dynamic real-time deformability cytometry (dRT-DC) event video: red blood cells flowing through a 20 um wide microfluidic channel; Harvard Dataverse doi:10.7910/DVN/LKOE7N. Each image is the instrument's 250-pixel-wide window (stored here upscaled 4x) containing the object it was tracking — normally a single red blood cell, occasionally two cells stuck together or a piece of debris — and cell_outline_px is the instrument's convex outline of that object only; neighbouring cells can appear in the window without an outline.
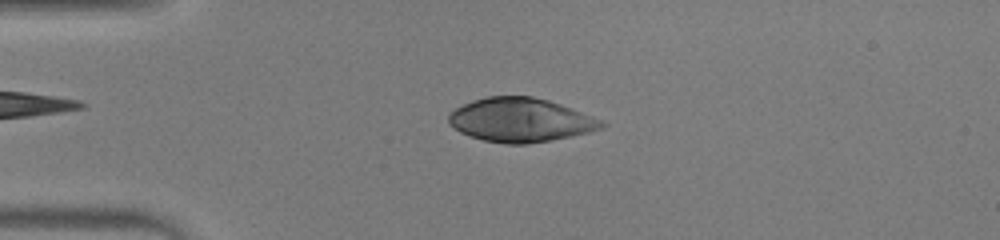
{"species": "human", "species_latin": "Homo sapiens", "temperature_condition": "warm", "stored_images_in_passage": 52, "camera_frame_rate_fps": 3000, "um_per_image_px": 0.085, "donor": {"sex": "male"}, "frame": {"image": 1, "passage_image": 12, "time_ms": 3.667, "image_size_px": [1000, 240], "cell_outline_px": [[608, 124], [604, 128], [588, 132], [548, 140], [524, 144], [504, 144], [484, 140], [468, 136], [460, 132], [448, 124], [448, 112], [472, 100], [488, 96], [532, 96], [548, 100], [572, 108], [604, 120]], "centroid_in_image_um": [44.23, 10.19], "position_along_channel_um": 40.8, "area_um2": 39.25}}
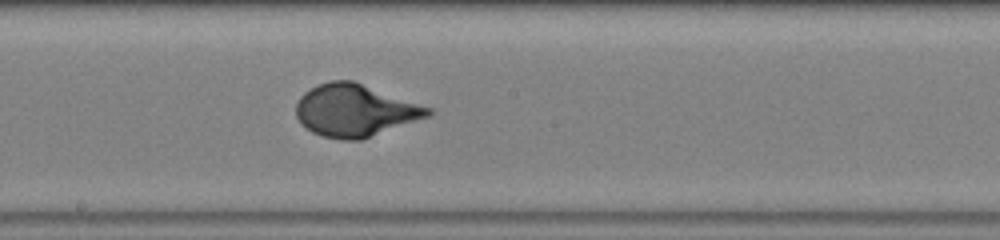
{"frame": {"image": 2, "passage_image": 28, "time_ms": 9.0, "image_size_px": [1000, 240], "cell_outline_px": [[436, 112], [432, 116], [360, 140], [340, 140], [324, 136], [312, 132], [300, 124], [296, 116], [296, 104], [300, 96], [304, 92], [328, 80], [352, 80], [436, 108]], "centroid_in_image_um": [30.25, 9.38], "position_along_channel_um": 217.9, "area_um2": 40.81}}
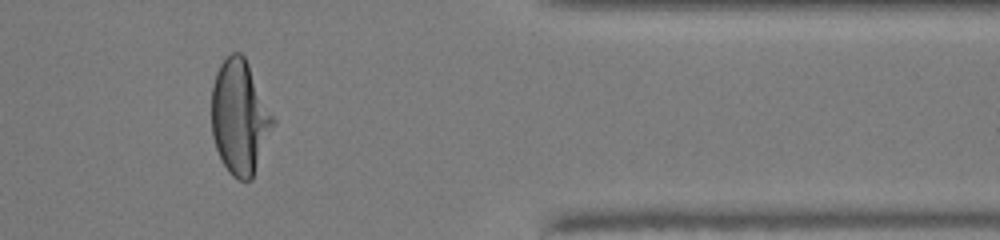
{"frame": {"image": 3, "passage_image": 43, "time_ms": 14.0, "image_size_px": [1000, 240], "cell_outline_px": [[276, 124], [252, 180], [240, 180], [232, 176], [228, 172], [216, 148], [212, 136], [212, 84], [216, 72], [220, 64], [232, 52], [240, 52], [244, 56], [276, 120]], "centroid_in_image_um": [20.39, 9.99], "position_along_channel_um": 391.0, "area_um2": 41.1}}